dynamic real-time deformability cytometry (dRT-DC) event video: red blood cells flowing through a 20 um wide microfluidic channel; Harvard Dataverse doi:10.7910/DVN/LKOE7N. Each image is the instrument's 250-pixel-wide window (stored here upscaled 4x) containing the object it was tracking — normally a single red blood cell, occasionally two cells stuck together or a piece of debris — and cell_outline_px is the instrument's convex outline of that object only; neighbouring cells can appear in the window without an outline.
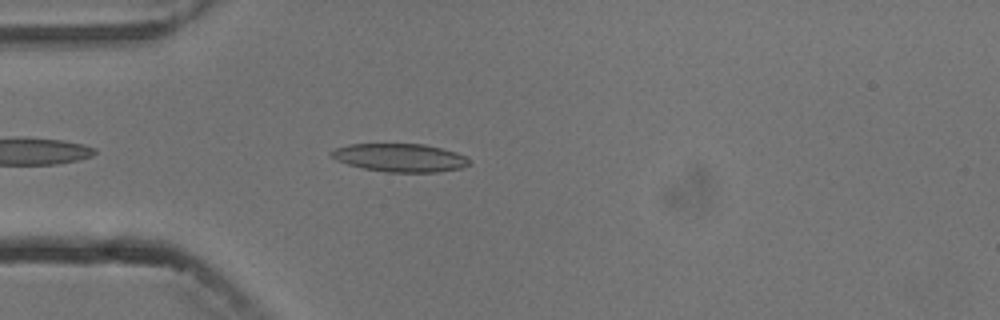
{"species": "common noctule bat (a hibernating species)", "species_latin": "Nyctalus noctula", "temperature_condition": "cold", "stored_images_in_passage": 5, "camera_frame_rate_fps": 3000, "um_per_image_px": 0.085, "animal": {"sex": "male", "body_mass_g": 13.3}, "frame": {"image": 1, "passage_image": 5, "time_ms": 4.667, "image_size_px": [1000, 320], "cell_outline_px": [[472, 164], [464, 168], [436, 172], [384, 172], [364, 168], [348, 164], [336, 160], [328, 152], [336, 148], [348, 144], [424, 144], [456, 152], [472, 160]], "centroid_in_image_um": [34.04, 13.41], "position_along_channel_um": 51.0, "area_um2": 22.77}}